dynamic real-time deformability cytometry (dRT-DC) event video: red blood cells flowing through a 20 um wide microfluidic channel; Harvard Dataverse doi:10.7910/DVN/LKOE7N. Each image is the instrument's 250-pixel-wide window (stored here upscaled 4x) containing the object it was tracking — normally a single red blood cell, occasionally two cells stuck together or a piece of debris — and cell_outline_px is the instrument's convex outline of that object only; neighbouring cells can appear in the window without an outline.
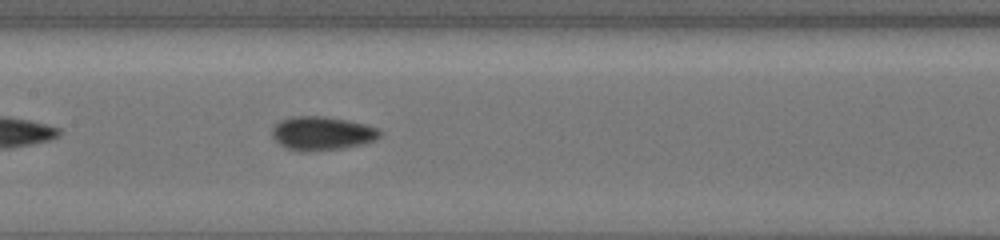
{"species": "common noctule bat (a hibernating species)", "species_latin": "Nyctalus noctula", "temperature_condition": "cold", "stored_images_in_passage": 15, "camera_frame_rate_fps": 3000, "um_per_image_px": 0.085, "animal": {"sex": "female", "body_mass_g": 19.5, "forearm_length_mm": 54.1}, "frame": {"image": 1, "passage_image": 15, "time_ms": 9.333, "image_size_px": [1000, 240], "cell_outline_px": [[380, 136], [376, 140], [364, 144], [344, 148], [304, 152], [288, 148], [280, 144], [272, 136], [272, 128], [280, 120], [296, 116], [324, 116], [364, 124], [376, 128], [380, 132]], "centroid_in_image_um": [27.36, 11.34], "position_along_channel_um": 180.0, "area_um2": 20.98}}